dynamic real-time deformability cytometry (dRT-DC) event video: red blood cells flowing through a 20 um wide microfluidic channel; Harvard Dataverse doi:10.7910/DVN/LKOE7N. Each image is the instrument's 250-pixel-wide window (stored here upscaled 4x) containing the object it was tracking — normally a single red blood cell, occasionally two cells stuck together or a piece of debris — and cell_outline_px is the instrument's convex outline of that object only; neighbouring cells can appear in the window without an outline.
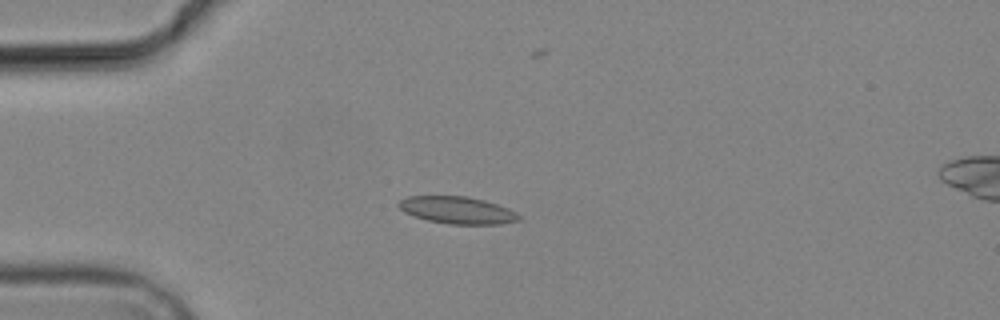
{"species": "common noctule bat (a hibernating species)", "species_latin": "Nyctalus noctula", "temperature_condition": "cold", "stored_images_in_passage": 7, "camera_frame_rate_fps": 3000, "um_per_image_px": 0.085, "animal": {"sex": "male", "body_mass_g": 19.2, "forearm_length_mm": 51.8}, "frame": {"image": 1, "passage_image": 4, "time_ms": 4.667, "image_size_px": [1000, 320], "cell_outline_px": [[520, 220], [500, 224], [448, 224], [428, 220], [404, 212], [396, 204], [400, 200], [408, 196], [468, 196], [484, 200], [508, 208], [516, 212], [520, 216]], "centroid_in_image_um": [38.87, 17.86], "position_along_channel_um": 46.1, "area_um2": 18.96}}
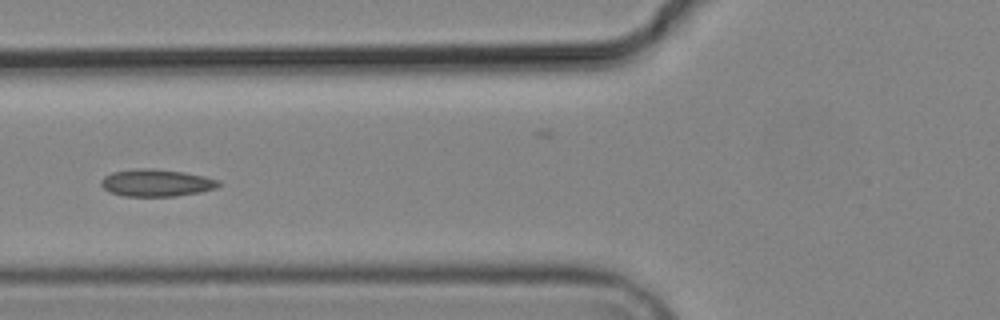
{"frame": {"image": 2, "passage_image": 6, "time_ms": 7.0, "image_size_px": [1000, 320], "cell_outline_px": [[220, 184], [216, 188], [200, 192], [176, 196], [124, 196], [112, 192], [104, 188], [100, 184], [100, 180], [104, 176], [112, 172], [136, 168], [156, 168], [184, 172], [204, 176], [220, 180]], "centroid_in_image_um": [13.29, 15.53], "position_along_channel_um": 112.5, "area_um2": 18.73}}